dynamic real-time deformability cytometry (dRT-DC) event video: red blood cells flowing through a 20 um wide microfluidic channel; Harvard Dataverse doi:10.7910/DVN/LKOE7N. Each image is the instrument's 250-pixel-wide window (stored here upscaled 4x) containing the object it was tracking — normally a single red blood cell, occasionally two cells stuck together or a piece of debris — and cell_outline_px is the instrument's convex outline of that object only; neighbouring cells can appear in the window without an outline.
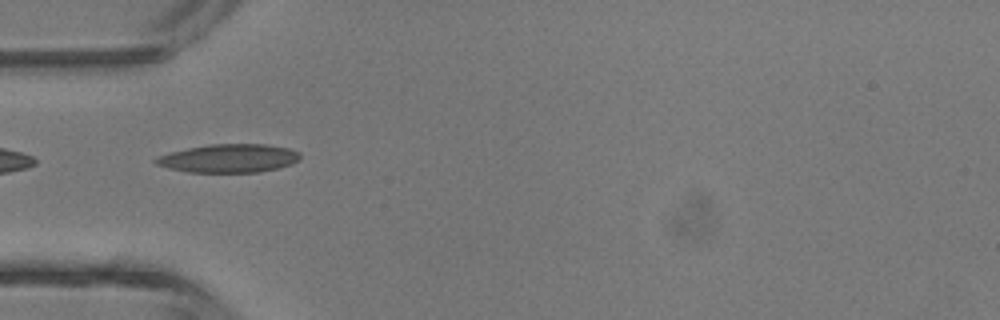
{"species": "common noctule bat (a hibernating species)", "species_latin": "Nyctalus noctula", "temperature_condition": "room temperature", "stored_images_in_passage": 4, "camera_frame_rate_fps": 3000, "um_per_image_px": 0.085, "animal": {"sex": "male", "body_mass_g": 13.3}, "frame": {"image": 1, "passage_image": 4, "time_ms": 3.667, "image_size_px": [1000, 320], "cell_outline_px": [[300, 160], [292, 164], [260, 172], [188, 172], [168, 168], [156, 164], [152, 160], [168, 152], [208, 144], [264, 144], [288, 148], [300, 152]], "centroid_in_image_um": [19.45, 13.45], "position_along_channel_um": 65.6, "area_um2": 23.93}}